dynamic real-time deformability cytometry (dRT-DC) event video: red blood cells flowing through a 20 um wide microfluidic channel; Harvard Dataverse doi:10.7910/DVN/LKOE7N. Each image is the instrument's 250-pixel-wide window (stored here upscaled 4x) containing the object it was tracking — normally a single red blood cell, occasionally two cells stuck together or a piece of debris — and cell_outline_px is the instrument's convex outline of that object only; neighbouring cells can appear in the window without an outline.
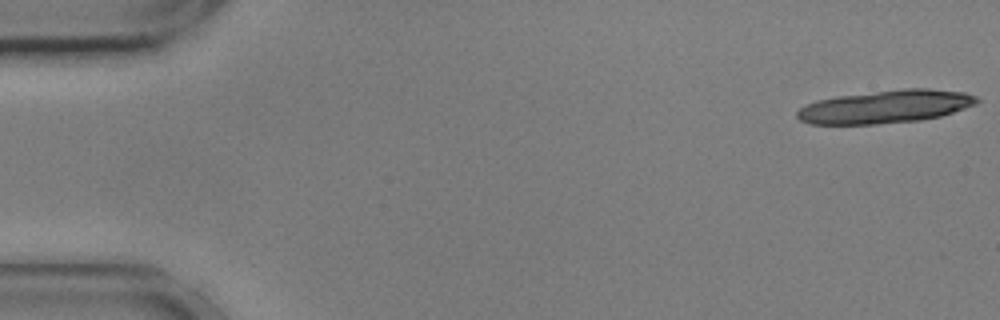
{"species": "common noctule bat (a hibernating species)", "species_latin": "Nyctalus noctula", "temperature_condition": "cold", "stored_images_in_passage": 9, "camera_frame_rate_fps": 3000, "um_per_image_px": 0.085, "animal": {"sex": "male", "body_mass_g": 17.9, "forearm_length_mm": 54.2}, "frame": {"image": 1, "passage_image": 1, "time_ms": 0.0, "image_size_px": [1000, 320], "cell_outline_px": [[980, 100], [976, 104], [940, 116], [920, 120], [876, 124], [808, 124], [800, 120], [796, 116], [796, 112], [800, 108], [816, 100], [840, 96], [904, 88], [928, 88], [964, 92], [976, 96]], "centroid_in_image_um": [75.27, 9.07], "position_along_channel_um": 9.7, "area_um2": 34.39}}